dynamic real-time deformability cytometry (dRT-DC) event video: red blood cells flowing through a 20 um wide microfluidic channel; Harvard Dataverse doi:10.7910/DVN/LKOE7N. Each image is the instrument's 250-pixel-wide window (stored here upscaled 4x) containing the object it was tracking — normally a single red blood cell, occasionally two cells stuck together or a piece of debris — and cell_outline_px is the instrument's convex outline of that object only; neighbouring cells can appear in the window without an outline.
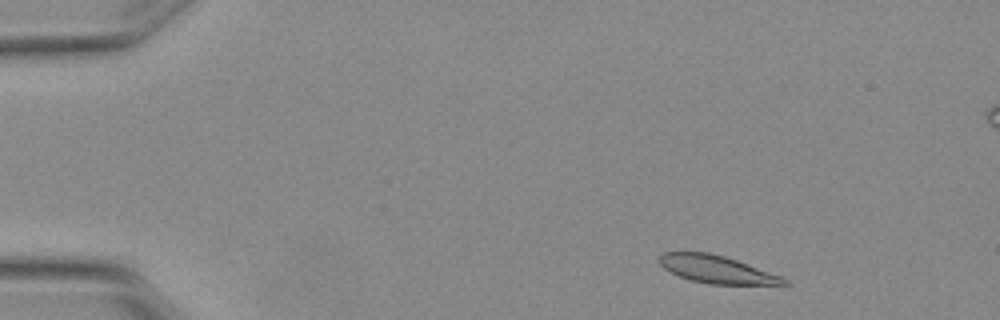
{"species": "Egyptian fruit bat (a non-hibernating species)", "species_latin": "Rousettus aegyptiacus", "temperature_condition": "warm", "stored_images_in_passage": 8, "camera_frame_rate_fps": 3000, "um_per_image_px": 0.085, "animal": {"sex": "female"}, "frame": {"image": 1, "passage_image": 2, "time_ms": 0.333, "image_size_px": [1000, 320], "cell_outline_px": [[792, 284], [708, 284], [692, 280], [680, 276], [664, 268], [660, 264], [660, 256], [664, 252], [708, 252], [724, 256], [736, 260], [780, 276], [788, 280]], "centroid_in_image_um": [60.91, 22.89], "position_along_channel_um": 24.1, "area_um2": 19.59}}
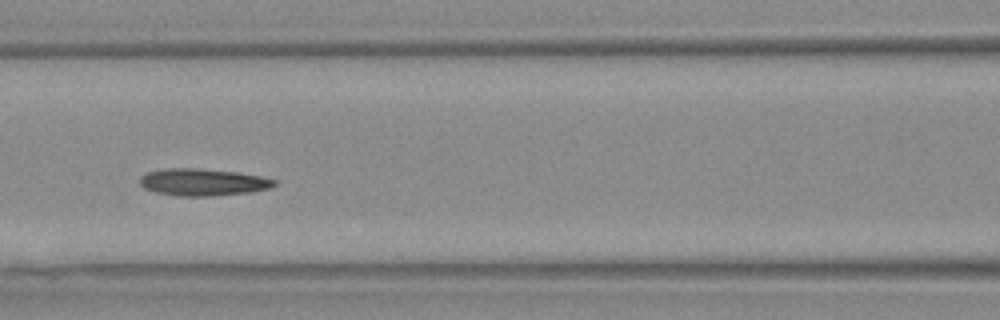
{"frame": {"image": 2, "passage_image": 6, "time_ms": 1.667, "image_size_px": [1000, 320], "cell_outline_px": [[276, 184], [268, 188], [248, 192], [212, 196], [176, 196], [156, 192], [144, 188], [140, 184], [140, 176], [148, 172], [172, 168], [192, 168], [236, 172], [260, 176], [276, 180]], "centroid_in_image_um": [17.22, 15.49], "position_along_channel_um": 149.4, "area_um2": 20.92}}
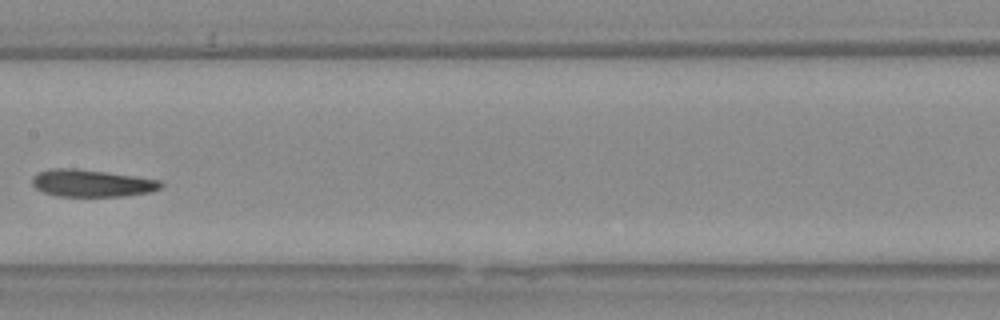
{"frame": {"image": 3, "passage_image": 7, "time_ms": 2.0, "image_size_px": [1000, 320], "cell_outline_px": [[164, 184], [160, 188], [148, 192], [124, 196], [56, 196], [44, 192], [36, 188], [32, 184], [32, 180], [40, 172], [60, 168], [72, 168], [104, 172], [160, 180]], "centroid_in_image_um": [7.82, 15.58], "position_along_channel_um": 199.6, "area_um2": 19.88}}